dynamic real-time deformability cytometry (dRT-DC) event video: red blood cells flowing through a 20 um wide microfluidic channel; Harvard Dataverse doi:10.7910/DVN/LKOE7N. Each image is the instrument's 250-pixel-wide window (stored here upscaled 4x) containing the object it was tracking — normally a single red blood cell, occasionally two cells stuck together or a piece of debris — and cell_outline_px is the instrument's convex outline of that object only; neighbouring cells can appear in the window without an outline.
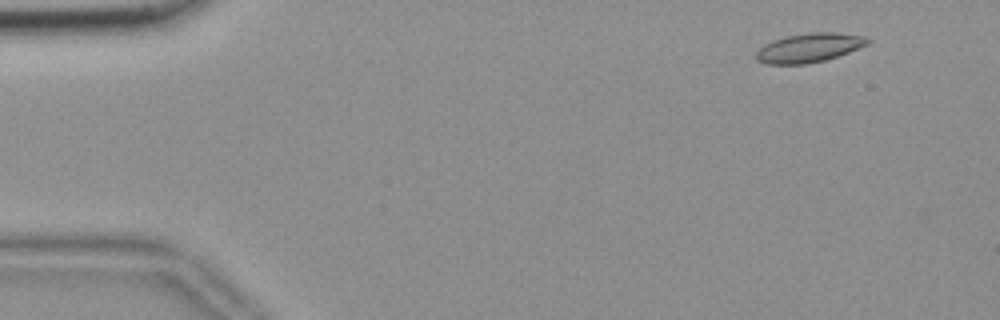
{"species": "common noctule bat (a hibernating species)", "species_latin": "Nyctalus noctula", "temperature_condition": "room temperature", "stored_images_in_passage": 56, "camera_frame_rate_fps": 3000, "um_per_image_px": 0.085, "animal": {"sex": "female", "body_mass_g": 18.4}, "frame": {"image": 1, "passage_image": 5, "time_ms": 1.333, "image_size_px": [1000, 320], "cell_outline_px": [[872, 40], [868, 44], [848, 52], [824, 60], [804, 64], [768, 64], [756, 60], [756, 52], [764, 44], [772, 40], [788, 36], [812, 32], [836, 32], [860, 36]], "centroid_in_image_um": [68.75, 4.06], "position_along_channel_um": 16.3, "area_um2": 18.61}}
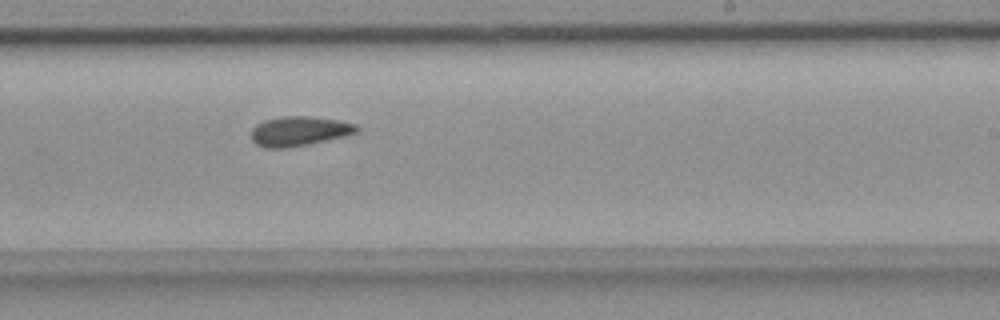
{"frame": {"image": 2, "passage_image": 34, "time_ms": 11.0, "image_size_px": [1000, 320], "cell_outline_px": [[360, 132], [344, 136], [308, 144], [284, 148], [264, 148], [256, 144], [252, 140], [252, 128], [256, 124], [264, 120], [280, 116], [312, 116], [336, 120], [356, 124], [360, 128]], "centroid_in_image_um": [25.43, 11.14], "position_along_channel_um": 263.6, "area_um2": 18.26}}
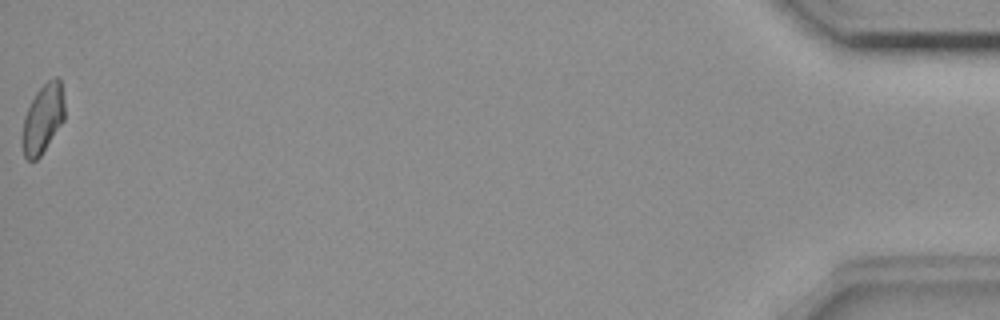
{"frame": {"image": 3, "passage_image": 56, "time_ms": 18.333, "image_size_px": [1000, 320], "cell_outline_px": [[64, 120], [40, 156], [36, 160], [28, 160], [24, 156], [20, 140], [20, 136], [24, 116], [36, 92], [48, 80], [56, 76], [60, 80], [64, 100]], "centroid_in_image_um": [3.61, 10.11], "position_along_channel_um": 431.6, "area_um2": 17.11}, "authors_computed_cell_mechanics": {"area_um2": 17.9758, "velocity_mm_per_s": 3.6419, "shape_relaxation_time_tau1_ms": null, "shape_relaxation_time_tau2_ms": 3.1725, "deformation_change_tau1": null, "deformation_change_tau2": 0.0807}}